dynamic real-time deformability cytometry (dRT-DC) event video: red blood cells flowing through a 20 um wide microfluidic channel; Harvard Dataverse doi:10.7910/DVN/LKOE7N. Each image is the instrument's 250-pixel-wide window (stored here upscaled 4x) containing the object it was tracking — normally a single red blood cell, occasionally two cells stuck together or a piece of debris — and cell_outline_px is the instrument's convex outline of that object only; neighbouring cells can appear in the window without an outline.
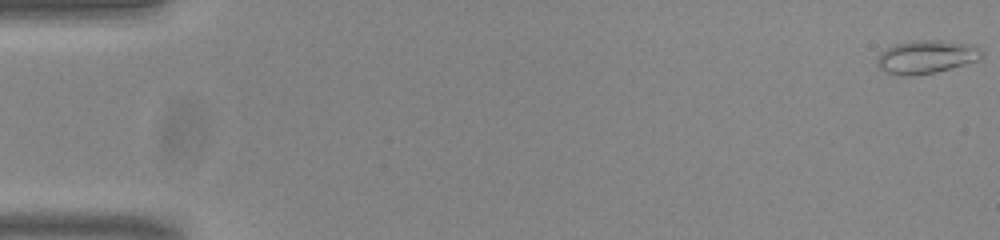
{"species": "common noctule bat (a hibernating species)", "species_latin": "Nyctalus noctula", "temperature_condition": "room temperature", "stored_images_in_passage": 56, "camera_frame_rate_fps": 3000, "um_per_image_px": 0.085, "animal": {"sex": "male", "body_mass_g": 20.0, "forearm_length_mm": 53.3}, "frame": {"image": 1, "passage_image": 1, "time_ms": 0.0, "image_size_px": [1000, 240], "cell_outline_px": [[984, 56], [980, 60], [936, 72], [912, 76], [900, 76], [888, 72], [880, 68], [876, 64], [876, 56], [880, 52], [896, 44], [916, 40], [944, 40], [976, 44], [984, 52]], "centroid_in_image_um": [78.79, 4.82], "position_along_channel_um": 6.2, "area_um2": 20.69}}
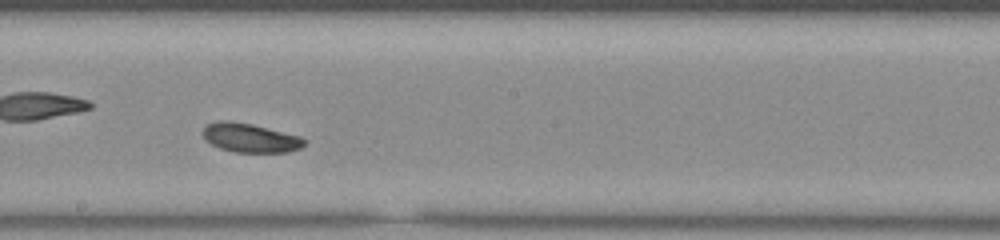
{"frame": {"image": 2, "passage_image": 32, "time_ms": 10.333, "image_size_px": [1000, 240], "cell_outline_px": [[308, 140], [300, 148], [288, 152], [232, 152], [220, 148], [204, 140], [200, 132], [208, 124], [220, 120], [228, 120], [252, 124], [300, 136]], "centroid_in_image_um": [21.23, 11.71], "position_along_channel_um": 227.0, "area_um2": 17.28}, "authors_computed_cell_mechanics": {"area_um2": 17.6001, "velocity_mm_per_s": 3.7502, "shape_relaxation_time_tau1_ms": 3.3193, "shape_relaxation_time_tau2_ms": 9.7253, "deformation_change_tau1": 0.0945, "deformation_change_tau2": 0.1612}}